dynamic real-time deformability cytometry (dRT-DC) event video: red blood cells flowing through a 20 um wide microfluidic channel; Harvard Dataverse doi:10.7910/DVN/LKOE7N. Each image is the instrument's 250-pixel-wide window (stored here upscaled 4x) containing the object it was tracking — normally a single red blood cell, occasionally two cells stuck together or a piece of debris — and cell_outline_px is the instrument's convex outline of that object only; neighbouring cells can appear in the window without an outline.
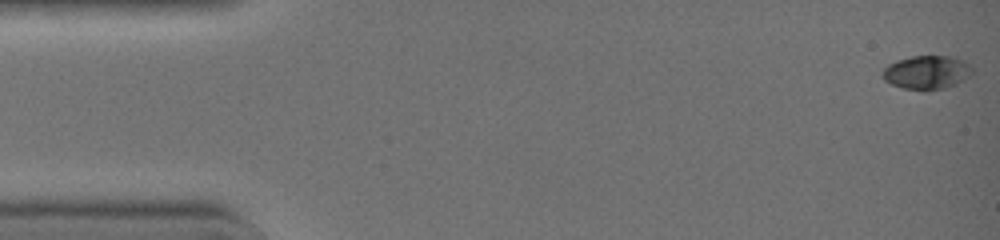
{"species": "common noctule bat (a hibernating species)", "species_latin": "Nyctalus noctula", "temperature_condition": "warm", "stored_images_in_passage": 43, "camera_frame_rate_fps": 3000, "um_per_image_px": 0.085, "animal": {"sex": "female", "body_mass_g": 19.0, "forearm_length_mm": 51.5}, "frame": {"image": 1, "passage_image": 1, "time_ms": 0.0, "image_size_px": [1000, 240], "cell_outline_px": [[972, 72], [960, 80], [952, 84], [940, 88], [904, 88], [892, 84], [884, 80], [880, 72], [888, 64], [896, 60], [912, 56], [948, 56], [964, 60], [972, 68]], "centroid_in_image_um": [78.69, 6.1], "position_along_channel_um": 6.3, "area_um2": 16.88}}
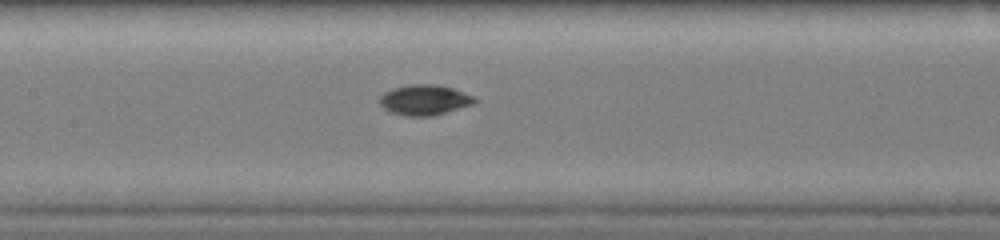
{"frame": {"image": 2, "passage_image": 21, "time_ms": 6.667, "image_size_px": [1000, 240], "cell_outline_px": [[476, 100], [472, 104], [432, 116], [408, 116], [392, 112], [384, 108], [380, 104], [380, 96], [384, 92], [392, 88], [408, 84], [436, 84], [452, 88], [472, 96]], "centroid_in_image_um": [36.03, 8.48], "position_along_channel_um": 171.4, "area_um2": 16.53}}
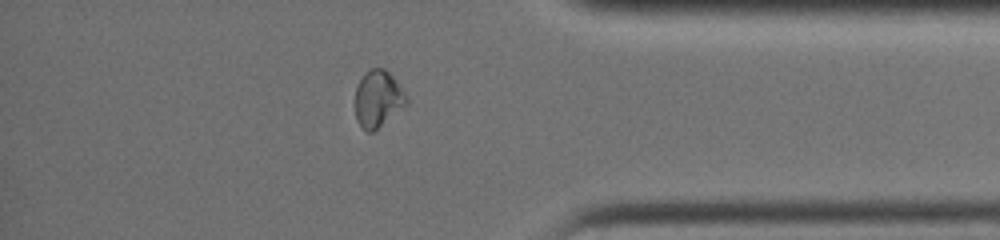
{"frame": {"image": 3, "passage_image": 37, "time_ms": 12.0, "image_size_px": [1000, 240], "cell_outline_px": [[408, 104], [372, 132], [368, 132], [356, 120], [356, 88], [360, 80], [372, 68], [384, 68], [396, 80], [408, 96]], "centroid_in_image_um": [32.16, 8.4], "position_along_channel_um": 403.0, "area_um2": 16.65}, "authors_computed_cell_mechanics": {"area_um2": 16.4152, "velocity_mm_per_s": 4.5103, "shape_relaxation_time_tau1_ms": 5.6645, "shape_relaxation_time_tau2_ms": 1.8242, "deformation_change_tau1": 0.1866, "deformation_change_tau2": 0.0354}}